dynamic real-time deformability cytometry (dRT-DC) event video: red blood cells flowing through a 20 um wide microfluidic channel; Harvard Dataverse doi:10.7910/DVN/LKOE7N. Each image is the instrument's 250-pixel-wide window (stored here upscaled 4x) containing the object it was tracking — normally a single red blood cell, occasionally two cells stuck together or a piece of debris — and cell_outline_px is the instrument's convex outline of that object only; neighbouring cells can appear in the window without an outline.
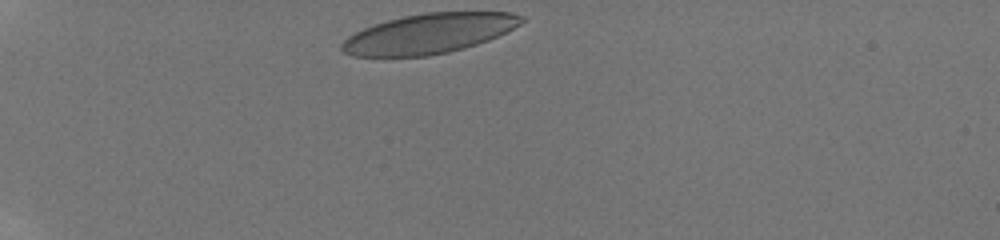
{"species": "human", "species_latin": "Homo sapiens", "temperature_condition": "room temperature", "stored_images_in_passage": 34, "camera_frame_rate_fps": 3000, "um_per_image_px": 0.085, "donor": {"sex": "male"}, "frame": {"image": 1, "passage_image": 1, "time_ms": 0.0, "image_size_px": [1000, 240], "cell_outline_px": [[528, 20], [488, 40], [464, 48], [448, 52], [428, 56], [352, 56], [344, 52], [340, 48], [340, 44], [348, 36], [364, 28], [388, 20], [404, 16], [424, 12], [512, 12], [524, 16]], "centroid_in_image_um": [36.47, 2.85], "position_along_channel_um": 48.5, "area_um2": 41.56}}
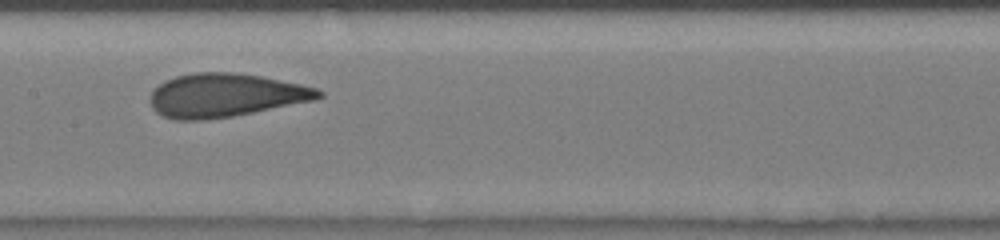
{"frame": {"image": 2, "passage_image": 18, "time_ms": 4.667, "image_size_px": [1000, 240], "cell_outline_px": [[324, 96], [316, 100], [232, 116], [204, 120], [176, 120], [160, 116], [152, 108], [152, 92], [160, 84], [176, 76], [196, 72], [232, 72], [260, 76], [300, 84], [316, 88], [324, 92]], "centroid_in_image_um": [19.18, 8.1], "position_along_channel_um": 188.2, "area_um2": 42.48}}
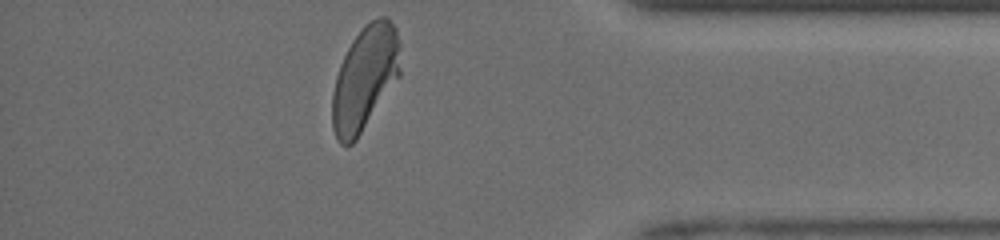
{"frame": {"image": 3, "passage_image": 34, "time_ms": 10.333, "image_size_px": [1000, 240], "cell_outline_px": [[400, 76], [356, 140], [352, 144], [340, 144], [336, 140], [332, 128], [332, 92], [336, 76], [340, 64], [352, 40], [364, 24], [380, 16], [388, 16], [396, 28], [400, 44]], "centroid_in_image_um": [31.02, 6.63], "position_along_channel_um": 404.2, "area_um2": 41.62}, "authors_computed_cell_mechanics": {"area_um2": 42.8298, "velocity_mm_per_s": 4.1127, "shape_relaxation_time_tau1_ms": 5.3713, "shape_relaxation_time_tau2_ms": null, "deformation_change_tau1": 0.1842, "deformation_change_tau2": null}}